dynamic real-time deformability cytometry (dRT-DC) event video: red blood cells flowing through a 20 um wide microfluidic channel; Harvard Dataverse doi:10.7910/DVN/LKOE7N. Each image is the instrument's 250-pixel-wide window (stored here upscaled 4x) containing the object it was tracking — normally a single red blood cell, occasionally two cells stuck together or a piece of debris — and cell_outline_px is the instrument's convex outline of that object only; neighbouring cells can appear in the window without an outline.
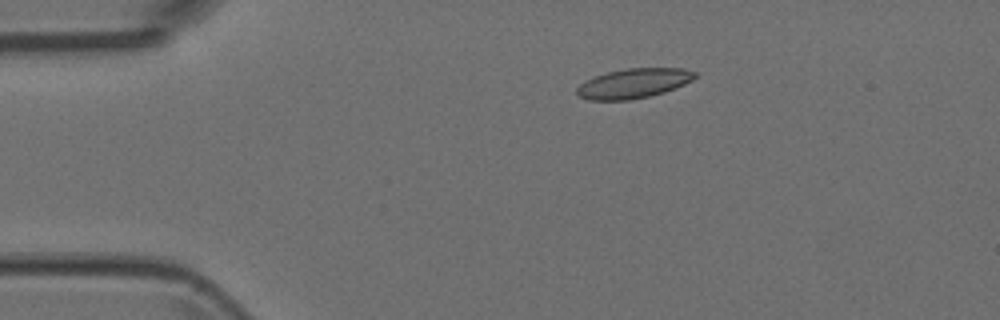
{"species": "Egyptian fruit bat (a non-hibernating species)", "species_latin": "Rousettus aegyptiacus", "temperature_condition": "room temperature", "stored_images_in_passage": 5, "camera_frame_rate_fps": 3000, "um_per_image_px": 0.085, "animal": {"sex": "female"}, "frame": {"image": 1, "passage_image": 2, "time_ms": 0.333, "image_size_px": [1000, 320], "cell_outline_px": [[696, 76], [692, 80], [676, 88], [664, 92], [648, 96], [628, 100], [588, 100], [580, 96], [576, 92], [576, 88], [584, 80], [608, 72], [628, 68], [684, 68], [696, 72]], "centroid_in_image_um": [53.85, 7.08], "position_along_channel_um": 31.1, "area_um2": 20.35}}
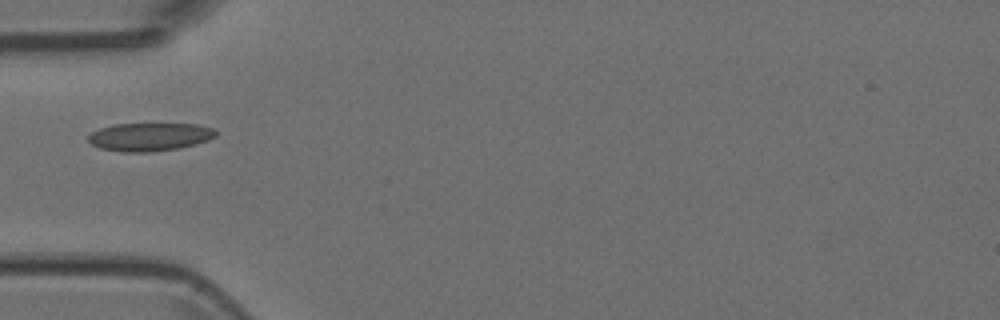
{"frame": {"image": 2, "passage_image": 4, "time_ms": 1.0, "image_size_px": [1000, 320], "cell_outline_px": [[216, 136], [208, 140], [180, 148], [148, 152], [120, 152], [100, 148], [92, 144], [88, 140], [88, 136], [92, 132], [100, 128], [112, 124], [196, 124], [212, 128], [216, 132]], "centroid_in_image_um": [12.69, 11.63], "position_along_channel_um": 72.3, "area_um2": 20.87}}
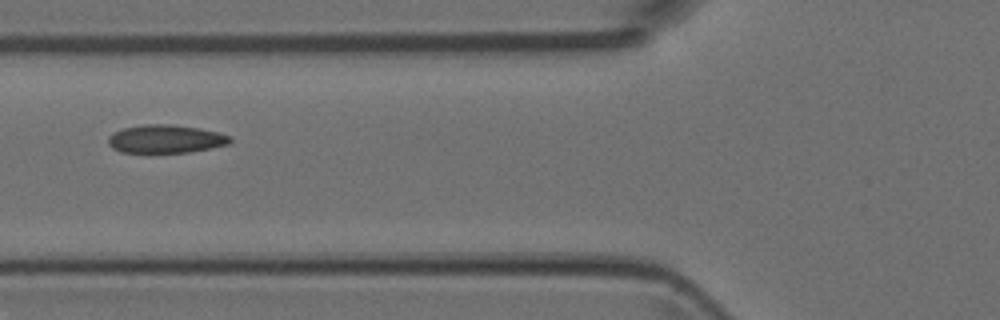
{"frame": {"image": 3, "passage_image": 5, "time_ms": 1.333, "image_size_px": [1000, 320], "cell_outline_px": [[232, 140], [228, 144], [188, 152], [148, 156], [120, 152], [112, 148], [108, 144], [108, 136], [124, 128], [144, 124], [168, 124], [200, 128], [232, 136]], "centroid_in_image_um": [14.02, 11.86], "position_along_channel_um": 111.8, "area_um2": 20.81}}